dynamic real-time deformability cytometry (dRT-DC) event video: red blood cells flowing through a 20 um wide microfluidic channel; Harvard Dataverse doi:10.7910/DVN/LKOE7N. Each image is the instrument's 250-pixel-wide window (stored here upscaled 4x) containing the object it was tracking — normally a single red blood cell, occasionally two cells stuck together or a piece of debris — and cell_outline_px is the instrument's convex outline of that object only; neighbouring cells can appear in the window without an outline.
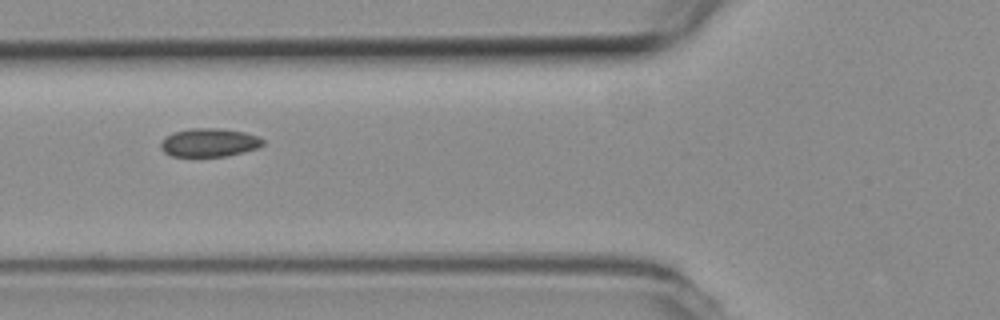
{"species": "common noctule bat (a hibernating species)", "species_latin": "Nyctalus noctula", "temperature_condition": "room temperature", "stored_images_in_passage": 2, "camera_frame_rate_fps": 3000, "um_per_image_px": 0.085, "animal": {"sex": "female", "body_mass_g": 19.3, "forearm_length_mm": 54.1}, "frame": {"image": 1, "passage_image": 2, "time_ms": 0.333, "image_size_px": [1000, 320], "cell_outline_px": [[264, 144], [256, 148], [244, 152], [228, 156], [172, 156], [164, 152], [160, 148], [160, 144], [164, 136], [172, 132], [192, 128], [216, 128], [244, 132], [256, 136], [264, 140]], "centroid_in_image_um": [17.74, 12.12], "position_along_channel_um": 108.1, "area_um2": 16.94}}